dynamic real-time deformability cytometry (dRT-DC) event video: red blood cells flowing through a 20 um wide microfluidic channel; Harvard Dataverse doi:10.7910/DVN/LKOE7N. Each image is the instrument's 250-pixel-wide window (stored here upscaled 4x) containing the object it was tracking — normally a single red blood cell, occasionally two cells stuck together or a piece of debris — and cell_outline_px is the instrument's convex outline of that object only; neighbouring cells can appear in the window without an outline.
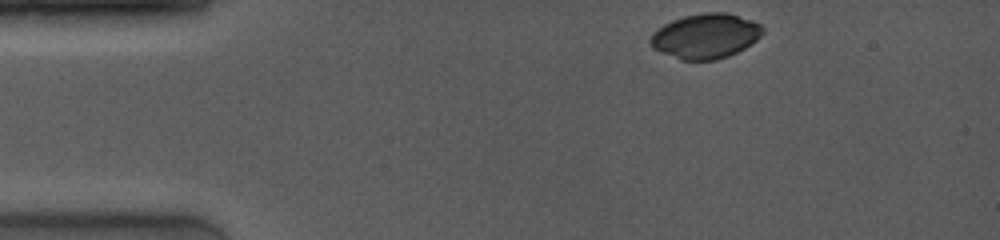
{"species": "common noctule bat (a hibernating species)", "species_latin": "Nyctalus noctula", "temperature_condition": "room temperature", "stored_images_in_passage": 46, "camera_frame_rate_fps": 4000, "um_per_image_px": 0.085, "animal": {"sex": "female", "body_mass_g": 19.0, "forearm_length_mm": 53.3}, "frame": {"image": 1, "passage_image": 1, "time_ms": 0.0, "image_size_px": [1000, 240], "cell_outline_px": [[764, 32], [752, 44], [728, 56], [716, 60], [680, 60], [660, 52], [652, 48], [648, 44], [648, 40], [652, 32], [664, 24], [672, 20], [684, 16], [704, 12], [728, 12], [752, 20], [760, 24], [764, 28]], "centroid_in_image_um": [59.95, 3.06], "position_along_channel_um": 25.1, "area_um2": 29.71}}
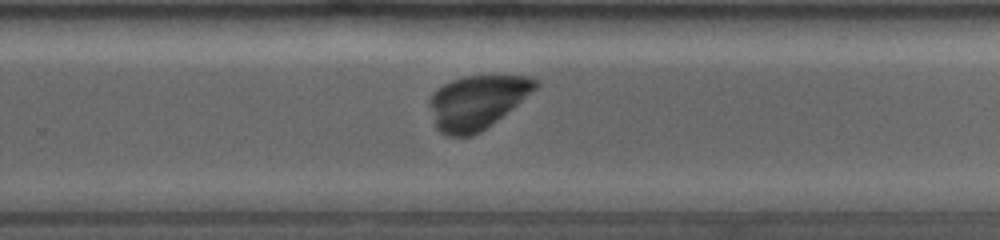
{"frame": {"image": 2, "passage_image": 38, "time_ms": 8.25, "image_size_px": [1000, 240], "cell_outline_px": [[540, 84], [536, 88], [512, 108], [492, 124], [480, 132], [472, 136], [448, 136], [440, 132], [436, 128], [428, 104], [432, 96], [444, 84], [452, 80], [464, 76], [532, 76], [540, 80]], "centroid_in_image_um": [40.55, 8.68], "position_along_channel_um": 289.2, "area_um2": 32.83}}